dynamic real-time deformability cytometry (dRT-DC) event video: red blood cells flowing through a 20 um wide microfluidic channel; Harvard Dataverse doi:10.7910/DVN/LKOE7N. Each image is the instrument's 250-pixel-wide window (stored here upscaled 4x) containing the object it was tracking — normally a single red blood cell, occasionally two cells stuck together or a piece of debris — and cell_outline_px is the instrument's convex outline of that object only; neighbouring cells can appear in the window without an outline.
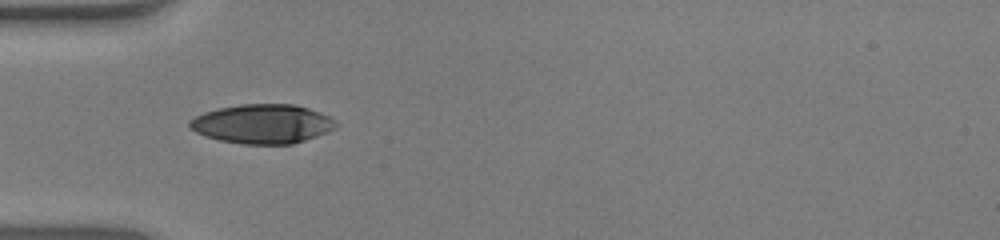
{"species": "human", "species_latin": "Homo sapiens", "temperature_condition": "warm", "stored_images_in_passage": 37, "camera_frame_rate_fps": 3000, "um_per_image_px": 0.085, "donor": {"sex": "male"}, "frame": {"image": 1, "passage_image": 1, "time_ms": 0.0, "image_size_px": [1000, 240], "cell_outline_px": [[340, 124], [336, 128], [328, 132], [292, 144], [240, 144], [220, 140], [204, 136], [188, 128], [188, 120], [204, 112], [220, 108], [240, 104], [296, 104], [320, 112], [336, 120]], "centroid_in_image_um": [22.31, 10.53], "position_along_channel_um": 62.7, "area_um2": 33.7}}
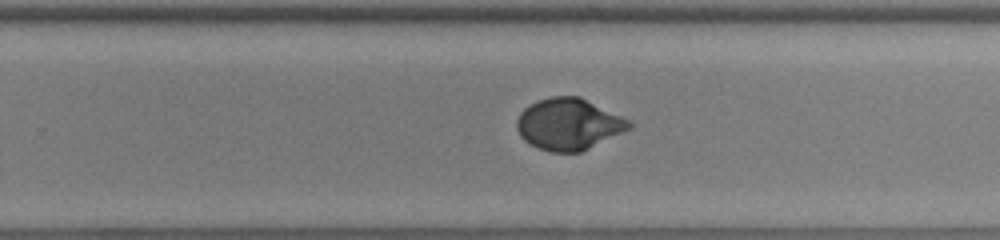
{"frame": {"image": 2, "passage_image": 18, "time_ms": 5.667, "image_size_px": [1000, 240], "cell_outline_px": [[632, 128], [624, 132], [580, 152], [548, 152], [536, 148], [524, 140], [520, 136], [516, 128], [516, 120], [520, 112], [524, 108], [540, 100], [552, 96], [580, 96], [628, 120], [632, 124]], "centroid_in_image_um": [48.3, 10.57], "position_along_channel_um": 281.5, "area_um2": 33.64}}
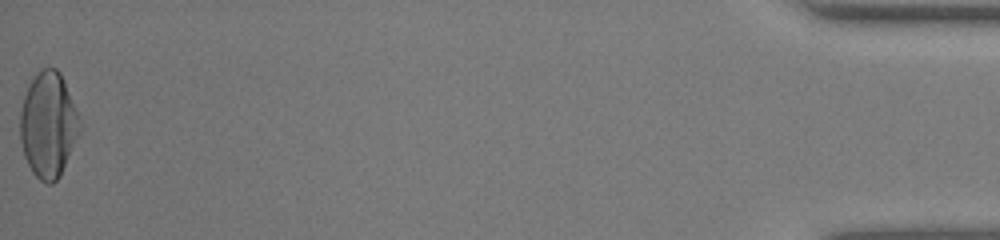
{"frame": {"image": 3, "passage_image": 37, "time_ms": 12.0, "image_size_px": [1000, 240], "cell_outline_px": [[80, 132], [60, 176], [52, 184], [48, 184], [40, 180], [32, 172], [24, 156], [20, 140], [20, 112], [24, 96], [32, 80], [40, 68], [56, 68], [60, 72], [80, 120]], "centroid_in_image_um": [4.09, 10.63], "position_along_channel_um": 431.1, "area_um2": 36.3}, "authors_computed_cell_mechanics": {"area_um2": 33.4662, "velocity_mm_per_s": 3.9067, "shape_relaxation_time_tau1_ms": 4.183, "shape_relaxation_time_tau2_ms": null, "deformation_change_tau1": 0.2013, "deformation_change_tau2": null}}